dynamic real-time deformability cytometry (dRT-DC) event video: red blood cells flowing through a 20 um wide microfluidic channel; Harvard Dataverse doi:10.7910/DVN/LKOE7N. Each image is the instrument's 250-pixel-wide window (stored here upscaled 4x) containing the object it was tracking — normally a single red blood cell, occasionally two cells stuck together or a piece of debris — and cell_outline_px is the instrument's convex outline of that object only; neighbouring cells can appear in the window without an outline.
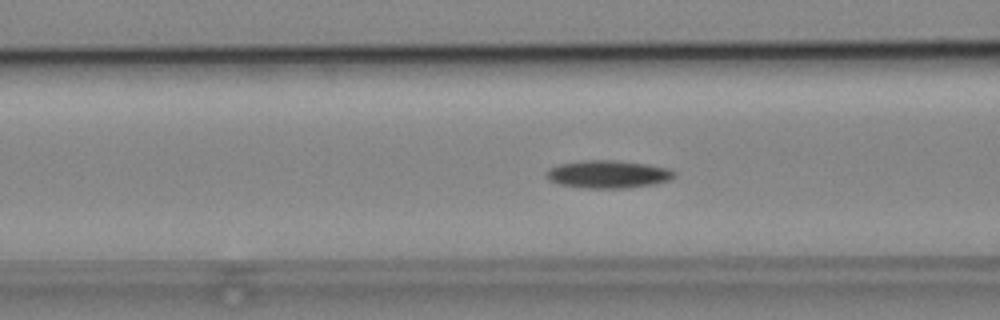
{"species": "common noctule bat (a hibernating species)", "species_latin": "Nyctalus noctula", "temperature_condition": "cold", "stored_images_in_passage": 29, "camera_frame_rate_fps": 3000, "um_per_image_px": 0.085, "animal": {"sex": "male", "body_mass_g": 19.2, "forearm_length_mm": 51.8}, "frame": {"image": 1, "passage_image": 20, "time_ms": 6.333, "image_size_px": [1000, 320], "cell_outline_px": [[676, 176], [668, 180], [652, 184], [624, 188], [588, 188], [560, 184], [548, 180], [548, 168], [556, 164], [580, 160], [616, 160], [648, 164], [668, 168], [676, 172]], "centroid_in_image_um": [51.68, 14.79], "position_along_channel_um": 114.9, "area_um2": 20.69}}
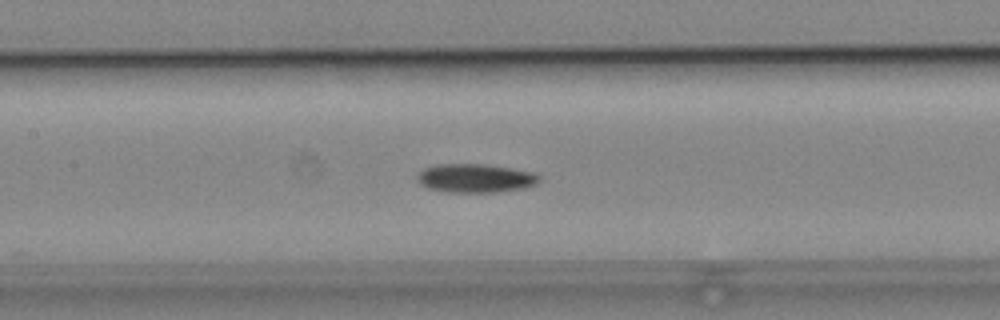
{"frame": {"image": 2, "passage_image": 24, "time_ms": 7.667, "image_size_px": [1000, 320], "cell_outline_px": [[540, 180], [536, 184], [524, 188], [496, 192], [448, 192], [428, 188], [420, 184], [416, 180], [416, 176], [424, 168], [436, 164], [484, 164], [512, 168], [536, 172], [540, 176]], "centroid_in_image_um": [40.42, 15.14], "position_along_channel_um": 167.0, "area_um2": 20.58}}
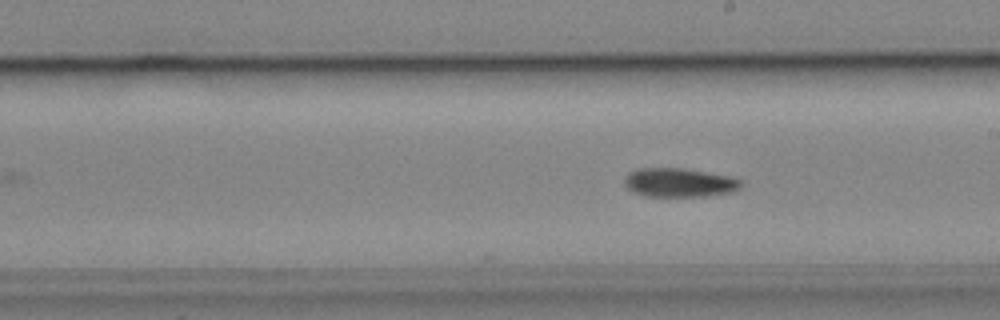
{"frame": {"image": 3, "passage_image": 29, "time_ms": 9.333, "image_size_px": [1000, 320], "cell_outline_px": [[740, 188], [732, 192], [704, 196], [648, 196], [636, 192], [628, 188], [624, 184], [624, 176], [628, 172], [636, 168], [684, 168], [728, 176], [740, 180]], "centroid_in_image_um": [57.69, 15.51], "position_along_channel_um": 231.3, "area_um2": 19.48}}